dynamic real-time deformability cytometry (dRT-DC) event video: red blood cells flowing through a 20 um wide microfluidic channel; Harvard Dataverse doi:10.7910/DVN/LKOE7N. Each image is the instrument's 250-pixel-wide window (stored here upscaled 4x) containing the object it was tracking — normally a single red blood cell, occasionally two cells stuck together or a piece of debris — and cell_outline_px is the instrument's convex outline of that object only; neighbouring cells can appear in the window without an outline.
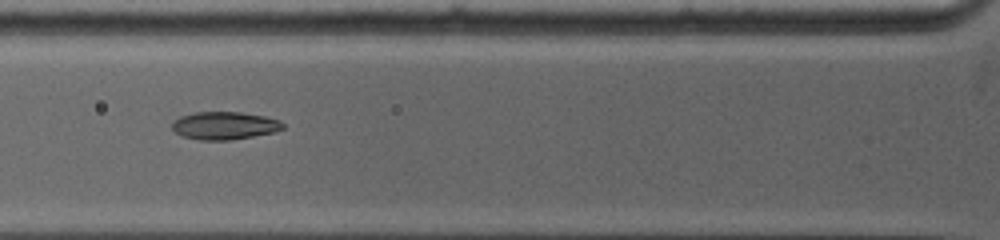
{"species": "common noctule bat (a hibernating species)", "species_latin": "Nyctalus noctula", "temperature_condition": "warm", "stored_images_in_passage": 39, "camera_frame_rate_fps": 5000, "um_per_image_px": 0.085, "animal": {"sex": "female", "body_mass_g": 19.0, "forearm_length_mm": 53.3}, "frame": {"image": 1, "passage_image": 7, "time_ms": 3.4, "image_size_px": [1000, 240], "cell_outline_px": [[284, 128], [276, 132], [232, 140], [200, 140], [180, 136], [172, 128], [172, 120], [180, 116], [196, 112], [240, 112], [264, 116], [280, 120], [284, 124]], "centroid_in_image_um": [19.08, 10.68], "position_along_channel_um": 106.7, "area_um2": 18.15}}
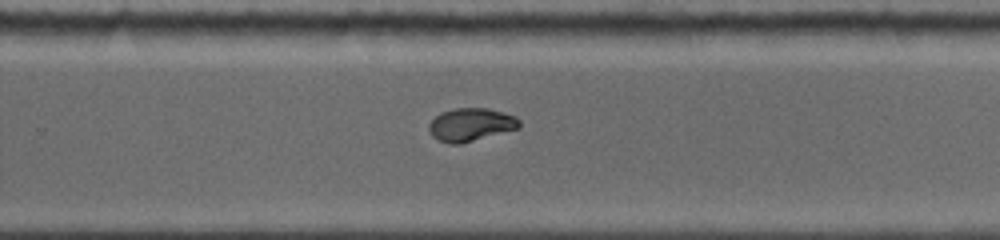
{"frame": {"image": 2, "passage_image": 16, "time_ms": 8.0, "image_size_px": [1000, 240], "cell_outline_px": [[520, 128], [460, 144], [448, 144], [436, 140], [428, 132], [428, 124], [440, 112], [456, 108], [488, 108], [504, 112], [516, 116], [520, 120]], "centroid_in_image_um": [40.0, 10.6], "position_along_channel_um": 289.8, "area_um2": 17.69}}
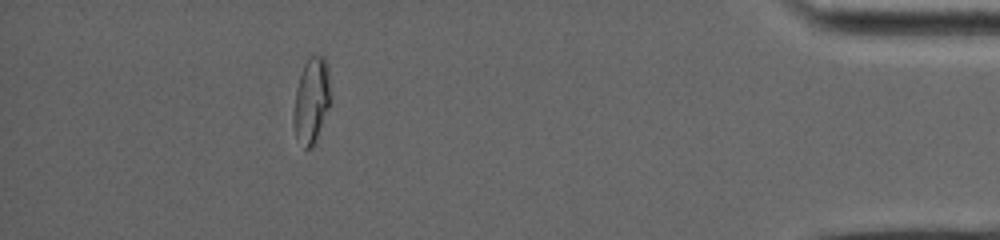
{"frame": {"image": 3, "passage_image": 30, "time_ms": 12.6, "image_size_px": [1000, 240], "cell_outline_px": [[328, 108], [316, 140], [308, 148], [304, 148], [296, 140], [292, 124], [292, 112], [296, 88], [304, 64], [308, 56], [324, 56], [328, 64]], "centroid_in_image_um": [26.41, 8.56], "position_along_channel_um": 408.8, "area_um2": 18.26}}